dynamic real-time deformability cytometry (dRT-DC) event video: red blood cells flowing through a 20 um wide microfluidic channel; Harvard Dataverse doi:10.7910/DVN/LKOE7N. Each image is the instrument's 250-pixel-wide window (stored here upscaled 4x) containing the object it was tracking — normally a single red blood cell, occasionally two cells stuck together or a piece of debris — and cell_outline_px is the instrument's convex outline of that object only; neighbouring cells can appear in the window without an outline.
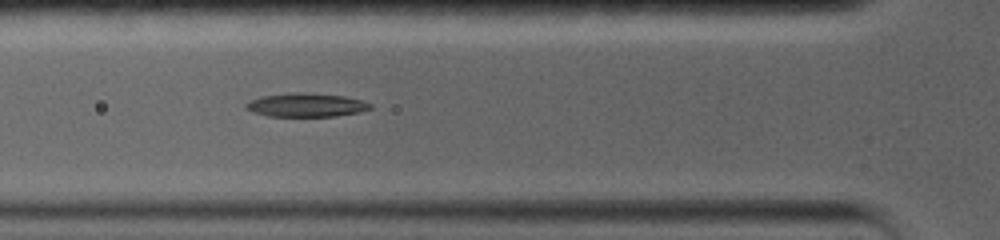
{"species": "common noctule bat (a hibernating species)", "species_latin": "Nyctalus noctula", "temperature_condition": "warm", "stored_images_in_passage": 16, "camera_frame_rate_fps": 5000, "um_per_image_px": 0.085, "animal": {"sex": "female", "body_mass_g": 19.0, "forearm_length_mm": 56.7}, "frame": {"image": 1, "passage_image": 5, "time_ms": 4.6, "image_size_px": [1000, 240], "cell_outline_px": [[372, 108], [360, 112], [336, 116], [268, 116], [252, 112], [244, 108], [244, 104], [260, 96], [288, 92], [304, 92], [344, 96], [360, 100], [372, 104]], "centroid_in_image_um": [25.99, 8.92], "position_along_channel_um": 99.8, "area_um2": 17.28}}
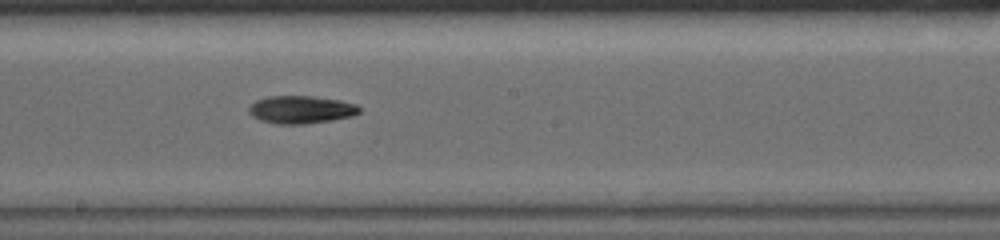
{"frame": {"image": 2, "passage_image": 8, "time_ms": 8.0, "image_size_px": [1000, 240], "cell_outline_px": [[360, 112], [352, 116], [332, 120], [304, 124], [276, 124], [260, 120], [252, 116], [248, 112], [248, 108], [256, 100], [268, 96], [312, 96], [340, 100], [356, 104], [360, 108]], "centroid_in_image_um": [25.57, 9.32], "position_along_channel_um": 222.6, "area_um2": 17.92}}
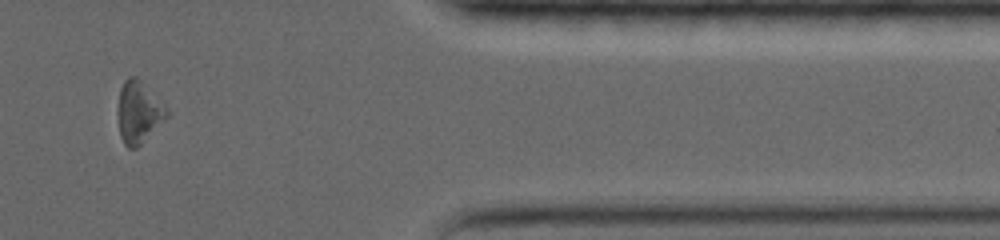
{"frame": {"image": 3, "passage_image": 13, "time_ms": 13.6, "image_size_px": [1000, 240], "cell_outline_px": [[168, 116], [136, 148], [128, 148], [124, 144], [120, 136], [116, 112], [120, 88], [124, 80], [128, 76], [136, 76], [168, 108]], "centroid_in_image_um": [11.74, 9.52], "position_along_channel_um": 399.7, "area_um2": 17.69}}